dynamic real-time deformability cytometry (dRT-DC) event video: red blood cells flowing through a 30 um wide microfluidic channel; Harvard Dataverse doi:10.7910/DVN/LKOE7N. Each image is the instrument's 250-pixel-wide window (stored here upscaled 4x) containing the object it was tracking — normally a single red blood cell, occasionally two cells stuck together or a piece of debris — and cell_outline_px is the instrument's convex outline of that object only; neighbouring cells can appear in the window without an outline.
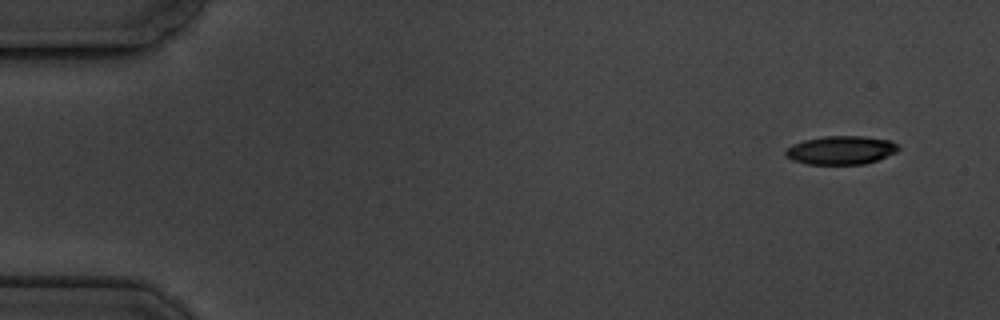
{"species": "common noctule bat (a hibernating species)", "species_latin": "Nyctalus noctula", "temperature_condition": "cold", "stored_images_in_passage": 7, "camera_frame_rate_fps": 3000, "um_per_image_px": 0.085, "animal": {"sex": "male", "body_mass_g": 19.5, "forearm_length_mm": 54.6}, "frame": {"image": 1, "passage_image": 1, "time_ms": 0.0, "image_size_px": [1000, 320], "cell_outline_px": [[900, 148], [896, 152], [876, 160], [864, 164], [804, 164], [792, 160], [784, 156], [784, 152], [792, 144], [804, 140], [824, 136], [864, 136], [892, 140]], "centroid_in_image_um": [71.45, 12.76], "position_along_channel_um": 13.5, "area_um2": 18.84}}
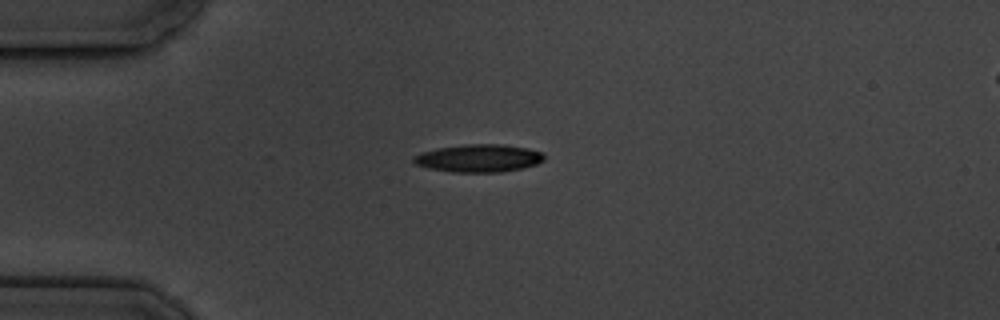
{"frame": {"image": 2, "passage_image": 4, "time_ms": 3.667, "image_size_px": [1000, 320], "cell_outline_px": [[544, 160], [536, 164], [524, 168], [500, 172], [452, 172], [428, 168], [416, 164], [412, 160], [412, 156], [420, 152], [440, 148], [464, 144], [504, 144], [528, 148], [544, 152]], "centroid_in_image_um": [40.71, 13.44], "position_along_channel_um": 44.3, "area_um2": 21.27}}